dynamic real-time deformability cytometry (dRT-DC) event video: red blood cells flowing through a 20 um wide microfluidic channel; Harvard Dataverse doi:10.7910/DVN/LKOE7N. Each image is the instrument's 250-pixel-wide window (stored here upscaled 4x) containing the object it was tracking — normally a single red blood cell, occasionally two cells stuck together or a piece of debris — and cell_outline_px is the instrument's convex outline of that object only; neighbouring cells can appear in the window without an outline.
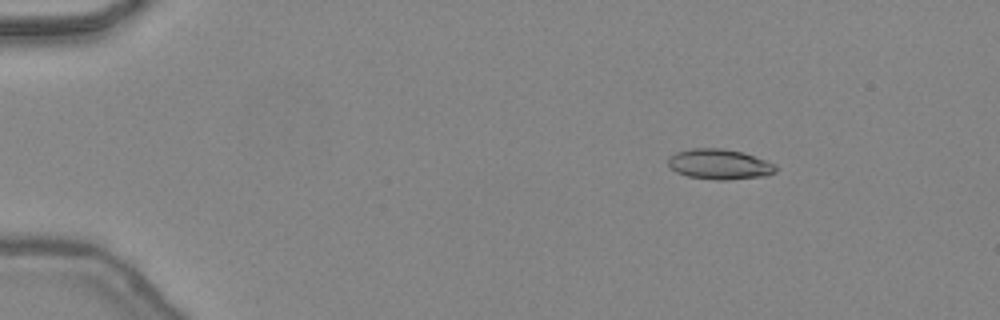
{"species": "common noctule bat (a hibernating species)", "species_latin": "Nyctalus noctula", "temperature_condition": "warm", "stored_images_in_passage": 48, "camera_frame_rate_fps": 3000, "um_per_image_px": 0.085, "animal": {"sex": "female", "body_mass_g": 24.6, "forearm_length_mm": 56.2}, "frame": {"image": 1, "passage_image": 8, "time_ms": 2.333, "image_size_px": [1000, 320], "cell_outline_px": [[780, 168], [776, 172], [768, 176], [728, 180], [716, 180], [688, 176], [676, 172], [668, 164], [668, 156], [676, 152], [688, 148], [724, 148], [744, 152], [776, 164]], "centroid_in_image_um": [61.2, 13.95], "position_along_channel_um": 23.8, "area_um2": 19.42}}
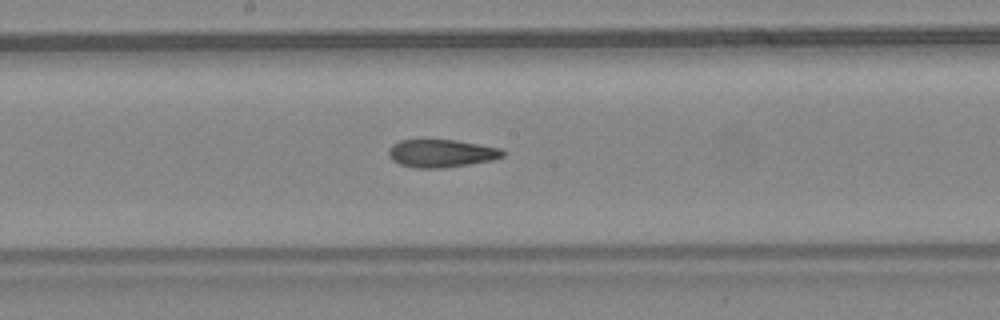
{"frame": {"image": 2, "passage_image": 27, "time_ms": 8.667, "image_size_px": [1000, 320], "cell_outline_px": [[504, 156], [492, 160], [444, 168], [416, 168], [400, 164], [392, 160], [388, 156], [388, 148], [392, 144], [400, 140], [456, 140], [500, 148], [504, 152]], "centroid_in_image_um": [37.48, 13.03], "position_along_channel_um": 210.7, "area_um2": 18.5}}
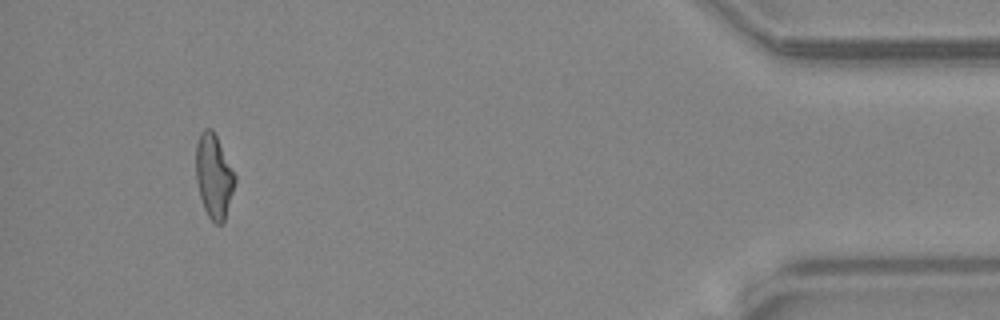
{"frame": {"image": 3, "passage_image": 45, "time_ms": 14.667, "image_size_px": [1000, 320], "cell_outline_px": [[236, 180], [224, 224], [216, 224], [208, 216], [204, 208], [200, 196], [196, 180], [196, 144], [200, 132], [204, 128], [212, 128], [236, 176]], "centroid_in_image_um": [18.17, 14.98], "position_along_channel_um": 417.0, "area_um2": 19.07}, "authors_computed_cell_mechanics": {"area_um2": 18.9584, "velocity_mm_per_s": 4.479, "shape_relaxation_time_tau1_ms": null, "shape_relaxation_time_tau2_ms": 2.1421, "deformation_change_tau1": null, "deformation_change_tau2": 0.1098}}